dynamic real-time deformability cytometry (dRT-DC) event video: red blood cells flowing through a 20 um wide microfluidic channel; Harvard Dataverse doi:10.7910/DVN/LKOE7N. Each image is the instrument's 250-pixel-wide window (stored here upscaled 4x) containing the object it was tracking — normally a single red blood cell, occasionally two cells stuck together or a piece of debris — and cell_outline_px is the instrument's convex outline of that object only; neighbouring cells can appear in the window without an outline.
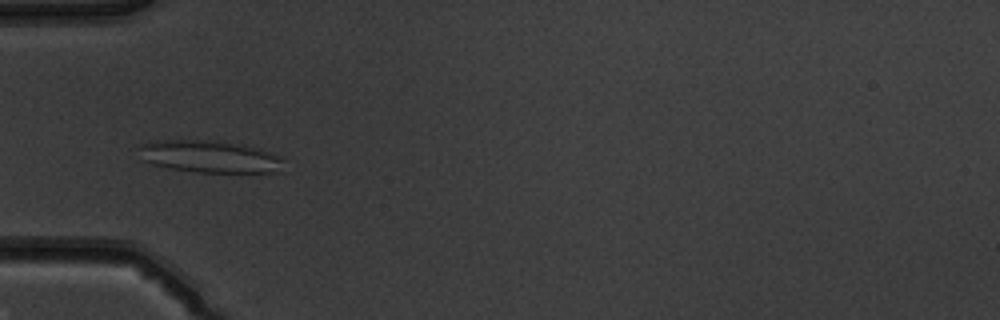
{"species": "common noctule bat (a hibernating species)", "species_latin": "Nyctalus noctula", "temperature_condition": "warm", "stored_images_in_passage": 38, "camera_frame_rate_fps": 3000, "um_per_image_px": 0.085, "animal": {"sex": "male", "body_mass_g": 19.5, "forearm_length_mm": 54.6}, "frame": {"image": 1, "passage_image": 4, "time_ms": 1.0, "image_size_px": [1000, 320], "cell_outline_px": [[284, 172], [192, 172], [168, 168], [152, 164], [144, 160], [136, 144], [156, 140], [208, 140], [244, 144], [260, 148], [272, 152], [284, 160]], "centroid_in_image_um": [17.85, 13.3], "position_along_channel_um": 67.2, "area_um2": 27.69}}
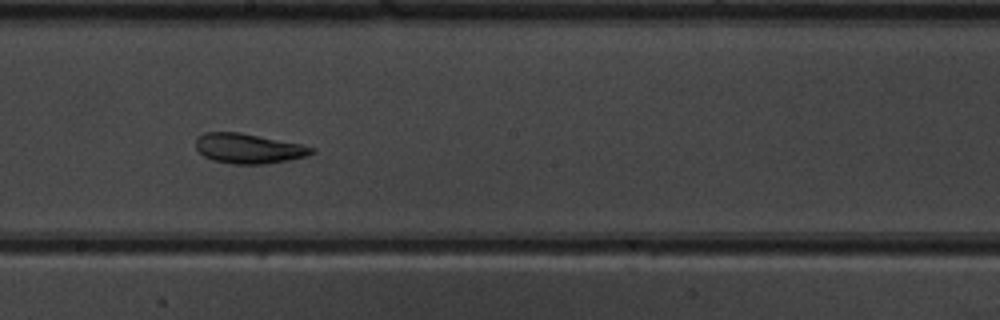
{"frame": {"image": 2, "passage_image": 16, "time_ms": 5.0, "image_size_px": [1000, 320], "cell_outline_px": [[316, 152], [308, 156], [288, 160], [264, 164], [232, 164], [212, 160], [204, 156], [196, 148], [196, 136], [204, 132], [240, 132], [300, 144], [316, 148]], "centroid_in_image_um": [21.12, 12.62], "position_along_channel_um": 227.1, "area_um2": 20.29}}
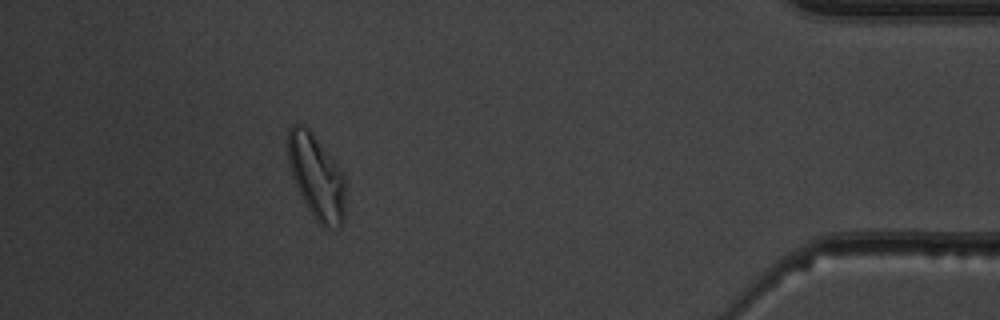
{"frame": {"image": 3, "passage_image": 33, "time_ms": 10.667, "image_size_px": [1000, 320], "cell_outline_px": [[344, 220], [340, 228], [324, 228], [316, 220], [308, 208], [292, 176], [288, 164], [288, 128], [292, 124], [304, 124], [312, 132], [336, 160], [344, 172]], "centroid_in_image_um": [26.92, 15.0], "position_along_channel_um": 408.3, "area_um2": 28.55}, "authors_computed_cell_mechanics": {"area_um2": 21.675, "velocity_mm_per_s": 4.0375, "shape_relaxation_time_tau1_ms": null, "shape_relaxation_time_tau2_ms": 3.8801, "deformation_change_tau1": null, "deformation_change_tau2": 0.104}}